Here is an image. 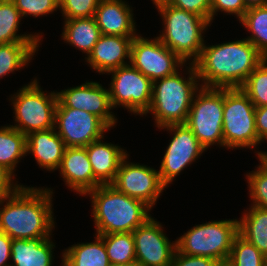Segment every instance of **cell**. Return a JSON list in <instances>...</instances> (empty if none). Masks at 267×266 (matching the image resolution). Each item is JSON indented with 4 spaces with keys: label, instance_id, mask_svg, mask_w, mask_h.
<instances>
[{
    "label": "cell",
    "instance_id": "6da1fadb",
    "mask_svg": "<svg viewBox=\"0 0 267 266\" xmlns=\"http://www.w3.org/2000/svg\"><path fill=\"white\" fill-rule=\"evenodd\" d=\"M265 59L247 39L204 46L193 63L201 87L240 88Z\"/></svg>",
    "mask_w": 267,
    "mask_h": 266
},
{
    "label": "cell",
    "instance_id": "7a4b0ae2",
    "mask_svg": "<svg viewBox=\"0 0 267 266\" xmlns=\"http://www.w3.org/2000/svg\"><path fill=\"white\" fill-rule=\"evenodd\" d=\"M52 194L47 187L22 185L14 194L0 198V232L11 239L51 237L55 227Z\"/></svg>",
    "mask_w": 267,
    "mask_h": 266
},
{
    "label": "cell",
    "instance_id": "3957f363",
    "mask_svg": "<svg viewBox=\"0 0 267 266\" xmlns=\"http://www.w3.org/2000/svg\"><path fill=\"white\" fill-rule=\"evenodd\" d=\"M92 200V216L96 235L133 232L150 217L151 207L129 197L113 185H100L88 191Z\"/></svg>",
    "mask_w": 267,
    "mask_h": 266
},
{
    "label": "cell",
    "instance_id": "277c9868",
    "mask_svg": "<svg viewBox=\"0 0 267 266\" xmlns=\"http://www.w3.org/2000/svg\"><path fill=\"white\" fill-rule=\"evenodd\" d=\"M187 68V80L176 71L152 82L151 104L144 115L151 112L158 128L186 123L193 97L201 88L194 64L189 62Z\"/></svg>",
    "mask_w": 267,
    "mask_h": 266
},
{
    "label": "cell",
    "instance_id": "5b68a950",
    "mask_svg": "<svg viewBox=\"0 0 267 266\" xmlns=\"http://www.w3.org/2000/svg\"><path fill=\"white\" fill-rule=\"evenodd\" d=\"M164 24V31L157 38L183 62L200 56L204 46L203 33L211 25L205 18L172 6L168 3L156 7Z\"/></svg>",
    "mask_w": 267,
    "mask_h": 266
},
{
    "label": "cell",
    "instance_id": "8992f818",
    "mask_svg": "<svg viewBox=\"0 0 267 266\" xmlns=\"http://www.w3.org/2000/svg\"><path fill=\"white\" fill-rule=\"evenodd\" d=\"M239 234L237 219L210 221L196 225L176 240L180 253L227 262L235 237Z\"/></svg>",
    "mask_w": 267,
    "mask_h": 266
},
{
    "label": "cell",
    "instance_id": "52a82bcc",
    "mask_svg": "<svg viewBox=\"0 0 267 266\" xmlns=\"http://www.w3.org/2000/svg\"><path fill=\"white\" fill-rule=\"evenodd\" d=\"M19 91V92H18ZM11 96L15 124L10 125L24 135L54 128L57 92L44 93L37 79Z\"/></svg>",
    "mask_w": 267,
    "mask_h": 266
},
{
    "label": "cell",
    "instance_id": "ba28073f",
    "mask_svg": "<svg viewBox=\"0 0 267 266\" xmlns=\"http://www.w3.org/2000/svg\"><path fill=\"white\" fill-rule=\"evenodd\" d=\"M255 108L241 88H224L223 138L226 148L251 149L261 143L255 128Z\"/></svg>",
    "mask_w": 267,
    "mask_h": 266
},
{
    "label": "cell",
    "instance_id": "9c48e42d",
    "mask_svg": "<svg viewBox=\"0 0 267 266\" xmlns=\"http://www.w3.org/2000/svg\"><path fill=\"white\" fill-rule=\"evenodd\" d=\"M223 106L224 88L201 87L193 97L185 124L206 150L214 144L225 147Z\"/></svg>",
    "mask_w": 267,
    "mask_h": 266
},
{
    "label": "cell",
    "instance_id": "30bf717a",
    "mask_svg": "<svg viewBox=\"0 0 267 266\" xmlns=\"http://www.w3.org/2000/svg\"><path fill=\"white\" fill-rule=\"evenodd\" d=\"M109 90L111 105L122 106L129 112L144 115L151 104L152 81L131 64L113 69Z\"/></svg>",
    "mask_w": 267,
    "mask_h": 266
},
{
    "label": "cell",
    "instance_id": "8fae6325",
    "mask_svg": "<svg viewBox=\"0 0 267 266\" xmlns=\"http://www.w3.org/2000/svg\"><path fill=\"white\" fill-rule=\"evenodd\" d=\"M130 64L152 82L174 74L183 64L185 66V62L157 37L152 40L139 35L131 44Z\"/></svg>",
    "mask_w": 267,
    "mask_h": 266
},
{
    "label": "cell",
    "instance_id": "7c38bea8",
    "mask_svg": "<svg viewBox=\"0 0 267 266\" xmlns=\"http://www.w3.org/2000/svg\"><path fill=\"white\" fill-rule=\"evenodd\" d=\"M159 129H167L173 134L158 171L161 181L168 187L173 179L197 160L206 149L186 124H171Z\"/></svg>",
    "mask_w": 267,
    "mask_h": 266
},
{
    "label": "cell",
    "instance_id": "4fadbf2b",
    "mask_svg": "<svg viewBox=\"0 0 267 266\" xmlns=\"http://www.w3.org/2000/svg\"><path fill=\"white\" fill-rule=\"evenodd\" d=\"M128 154L121 161L115 180L111 184L129 197L139 199L151 208L167 188L161 181L158 170L144 164L129 163Z\"/></svg>",
    "mask_w": 267,
    "mask_h": 266
},
{
    "label": "cell",
    "instance_id": "5bb4252c",
    "mask_svg": "<svg viewBox=\"0 0 267 266\" xmlns=\"http://www.w3.org/2000/svg\"><path fill=\"white\" fill-rule=\"evenodd\" d=\"M54 128L66 147H86L110 129L90 112L72 108L55 109Z\"/></svg>",
    "mask_w": 267,
    "mask_h": 266
},
{
    "label": "cell",
    "instance_id": "9a60e30c",
    "mask_svg": "<svg viewBox=\"0 0 267 266\" xmlns=\"http://www.w3.org/2000/svg\"><path fill=\"white\" fill-rule=\"evenodd\" d=\"M162 225L150 217L133 232L136 262L142 266H170L177 249L168 239Z\"/></svg>",
    "mask_w": 267,
    "mask_h": 266
},
{
    "label": "cell",
    "instance_id": "2e32d148",
    "mask_svg": "<svg viewBox=\"0 0 267 266\" xmlns=\"http://www.w3.org/2000/svg\"><path fill=\"white\" fill-rule=\"evenodd\" d=\"M56 108H72L90 112L99 117L109 128L115 126L116 116L110 111L113 109L109 90L99 82H85L80 86L64 89L57 92Z\"/></svg>",
    "mask_w": 267,
    "mask_h": 266
},
{
    "label": "cell",
    "instance_id": "e0dca14e",
    "mask_svg": "<svg viewBox=\"0 0 267 266\" xmlns=\"http://www.w3.org/2000/svg\"><path fill=\"white\" fill-rule=\"evenodd\" d=\"M134 37L101 35L93 50L85 57L92 69L108 73L113 69L130 64L131 44ZM127 61L125 62V59Z\"/></svg>",
    "mask_w": 267,
    "mask_h": 266
},
{
    "label": "cell",
    "instance_id": "ac0fdd59",
    "mask_svg": "<svg viewBox=\"0 0 267 266\" xmlns=\"http://www.w3.org/2000/svg\"><path fill=\"white\" fill-rule=\"evenodd\" d=\"M65 185L84 195L101 184L95 179L85 147H66L59 166Z\"/></svg>",
    "mask_w": 267,
    "mask_h": 266
},
{
    "label": "cell",
    "instance_id": "d6986e66",
    "mask_svg": "<svg viewBox=\"0 0 267 266\" xmlns=\"http://www.w3.org/2000/svg\"><path fill=\"white\" fill-rule=\"evenodd\" d=\"M124 0H100L94 18L102 35L136 37L133 11Z\"/></svg>",
    "mask_w": 267,
    "mask_h": 266
},
{
    "label": "cell",
    "instance_id": "ffe728a7",
    "mask_svg": "<svg viewBox=\"0 0 267 266\" xmlns=\"http://www.w3.org/2000/svg\"><path fill=\"white\" fill-rule=\"evenodd\" d=\"M66 145L56 129L34 131L26 136V153H32L40 168L57 170L64 156Z\"/></svg>",
    "mask_w": 267,
    "mask_h": 266
},
{
    "label": "cell",
    "instance_id": "44dd1931",
    "mask_svg": "<svg viewBox=\"0 0 267 266\" xmlns=\"http://www.w3.org/2000/svg\"><path fill=\"white\" fill-rule=\"evenodd\" d=\"M102 139L91 142L85 148L95 179L101 185H108L114 182L127 151L112 143H104Z\"/></svg>",
    "mask_w": 267,
    "mask_h": 266
},
{
    "label": "cell",
    "instance_id": "7402d4cb",
    "mask_svg": "<svg viewBox=\"0 0 267 266\" xmlns=\"http://www.w3.org/2000/svg\"><path fill=\"white\" fill-rule=\"evenodd\" d=\"M55 245L49 238L13 239L10 266H52Z\"/></svg>",
    "mask_w": 267,
    "mask_h": 266
},
{
    "label": "cell",
    "instance_id": "603a6c76",
    "mask_svg": "<svg viewBox=\"0 0 267 266\" xmlns=\"http://www.w3.org/2000/svg\"><path fill=\"white\" fill-rule=\"evenodd\" d=\"M101 31L93 17L65 19L62 39L86 53L87 57L93 50L94 45L101 37Z\"/></svg>",
    "mask_w": 267,
    "mask_h": 266
},
{
    "label": "cell",
    "instance_id": "cb8c5ba5",
    "mask_svg": "<svg viewBox=\"0 0 267 266\" xmlns=\"http://www.w3.org/2000/svg\"><path fill=\"white\" fill-rule=\"evenodd\" d=\"M238 220L239 234L267 258V209L251 205Z\"/></svg>",
    "mask_w": 267,
    "mask_h": 266
},
{
    "label": "cell",
    "instance_id": "d4e9b609",
    "mask_svg": "<svg viewBox=\"0 0 267 266\" xmlns=\"http://www.w3.org/2000/svg\"><path fill=\"white\" fill-rule=\"evenodd\" d=\"M91 243L74 244L62 253V258L71 266H109L103 239L95 235Z\"/></svg>",
    "mask_w": 267,
    "mask_h": 266
},
{
    "label": "cell",
    "instance_id": "484cf974",
    "mask_svg": "<svg viewBox=\"0 0 267 266\" xmlns=\"http://www.w3.org/2000/svg\"><path fill=\"white\" fill-rule=\"evenodd\" d=\"M21 15L12 0H0V44L40 42L42 35L17 34Z\"/></svg>",
    "mask_w": 267,
    "mask_h": 266
},
{
    "label": "cell",
    "instance_id": "4316f807",
    "mask_svg": "<svg viewBox=\"0 0 267 266\" xmlns=\"http://www.w3.org/2000/svg\"><path fill=\"white\" fill-rule=\"evenodd\" d=\"M40 42L0 44V79L28 65L38 51Z\"/></svg>",
    "mask_w": 267,
    "mask_h": 266
},
{
    "label": "cell",
    "instance_id": "83f0119b",
    "mask_svg": "<svg viewBox=\"0 0 267 266\" xmlns=\"http://www.w3.org/2000/svg\"><path fill=\"white\" fill-rule=\"evenodd\" d=\"M26 153V135L12 126L0 128V165L4 166L12 174L16 171V165Z\"/></svg>",
    "mask_w": 267,
    "mask_h": 266
},
{
    "label": "cell",
    "instance_id": "f1b7e54d",
    "mask_svg": "<svg viewBox=\"0 0 267 266\" xmlns=\"http://www.w3.org/2000/svg\"><path fill=\"white\" fill-rule=\"evenodd\" d=\"M239 22L252 33L245 39L267 58V5L248 8Z\"/></svg>",
    "mask_w": 267,
    "mask_h": 266
},
{
    "label": "cell",
    "instance_id": "f546056e",
    "mask_svg": "<svg viewBox=\"0 0 267 266\" xmlns=\"http://www.w3.org/2000/svg\"><path fill=\"white\" fill-rule=\"evenodd\" d=\"M105 245L110 264L136 261L134 238L131 232L99 235Z\"/></svg>",
    "mask_w": 267,
    "mask_h": 266
},
{
    "label": "cell",
    "instance_id": "4dcf8cb0",
    "mask_svg": "<svg viewBox=\"0 0 267 266\" xmlns=\"http://www.w3.org/2000/svg\"><path fill=\"white\" fill-rule=\"evenodd\" d=\"M240 88L255 107L267 106V58L250 73Z\"/></svg>",
    "mask_w": 267,
    "mask_h": 266
},
{
    "label": "cell",
    "instance_id": "1f68e13d",
    "mask_svg": "<svg viewBox=\"0 0 267 266\" xmlns=\"http://www.w3.org/2000/svg\"><path fill=\"white\" fill-rule=\"evenodd\" d=\"M267 258L249 241L238 234L227 263L230 266H263Z\"/></svg>",
    "mask_w": 267,
    "mask_h": 266
},
{
    "label": "cell",
    "instance_id": "d6a6232c",
    "mask_svg": "<svg viewBox=\"0 0 267 266\" xmlns=\"http://www.w3.org/2000/svg\"><path fill=\"white\" fill-rule=\"evenodd\" d=\"M253 206L267 209V172L260 166L246 174Z\"/></svg>",
    "mask_w": 267,
    "mask_h": 266
},
{
    "label": "cell",
    "instance_id": "836d02e7",
    "mask_svg": "<svg viewBox=\"0 0 267 266\" xmlns=\"http://www.w3.org/2000/svg\"><path fill=\"white\" fill-rule=\"evenodd\" d=\"M100 0H59L64 19L88 18L95 15Z\"/></svg>",
    "mask_w": 267,
    "mask_h": 266
},
{
    "label": "cell",
    "instance_id": "e575fe53",
    "mask_svg": "<svg viewBox=\"0 0 267 266\" xmlns=\"http://www.w3.org/2000/svg\"><path fill=\"white\" fill-rule=\"evenodd\" d=\"M21 17L51 14L59 9V0H12Z\"/></svg>",
    "mask_w": 267,
    "mask_h": 266
},
{
    "label": "cell",
    "instance_id": "d590c367",
    "mask_svg": "<svg viewBox=\"0 0 267 266\" xmlns=\"http://www.w3.org/2000/svg\"><path fill=\"white\" fill-rule=\"evenodd\" d=\"M248 10L243 0H211L210 24L219 11L234 14L240 20Z\"/></svg>",
    "mask_w": 267,
    "mask_h": 266
},
{
    "label": "cell",
    "instance_id": "8d00e7d4",
    "mask_svg": "<svg viewBox=\"0 0 267 266\" xmlns=\"http://www.w3.org/2000/svg\"><path fill=\"white\" fill-rule=\"evenodd\" d=\"M168 4L203 17L210 23L211 0H170Z\"/></svg>",
    "mask_w": 267,
    "mask_h": 266
},
{
    "label": "cell",
    "instance_id": "74e56055",
    "mask_svg": "<svg viewBox=\"0 0 267 266\" xmlns=\"http://www.w3.org/2000/svg\"><path fill=\"white\" fill-rule=\"evenodd\" d=\"M218 263L215 259L185 255L176 249L170 266H216Z\"/></svg>",
    "mask_w": 267,
    "mask_h": 266
},
{
    "label": "cell",
    "instance_id": "f35d334b",
    "mask_svg": "<svg viewBox=\"0 0 267 266\" xmlns=\"http://www.w3.org/2000/svg\"><path fill=\"white\" fill-rule=\"evenodd\" d=\"M15 173L12 174L4 166L0 165V198L14 194L22 185H19L12 180Z\"/></svg>",
    "mask_w": 267,
    "mask_h": 266
},
{
    "label": "cell",
    "instance_id": "ab89813d",
    "mask_svg": "<svg viewBox=\"0 0 267 266\" xmlns=\"http://www.w3.org/2000/svg\"><path fill=\"white\" fill-rule=\"evenodd\" d=\"M255 128L260 142L267 141V106L255 108Z\"/></svg>",
    "mask_w": 267,
    "mask_h": 266
},
{
    "label": "cell",
    "instance_id": "60d3db41",
    "mask_svg": "<svg viewBox=\"0 0 267 266\" xmlns=\"http://www.w3.org/2000/svg\"><path fill=\"white\" fill-rule=\"evenodd\" d=\"M12 241L6 233L0 232V266H10L7 261L11 258Z\"/></svg>",
    "mask_w": 267,
    "mask_h": 266
},
{
    "label": "cell",
    "instance_id": "b9f144b4",
    "mask_svg": "<svg viewBox=\"0 0 267 266\" xmlns=\"http://www.w3.org/2000/svg\"><path fill=\"white\" fill-rule=\"evenodd\" d=\"M247 8L267 5V0H243Z\"/></svg>",
    "mask_w": 267,
    "mask_h": 266
},
{
    "label": "cell",
    "instance_id": "7bdbcfd3",
    "mask_svg": "<svg viewBox=\"0 0 267 266\" xmlns=\"http://www.w3.org/2000/svg\"><path fill=\"white\" fill-rule=\"evenodd\" d=\"M258 159L260 160V167L267 172V152H256Z\"/></svg>",
    "mask_w": 267,
    "mask_h": 266
},
{
    "label": "cell",
    "instance_id": "ee69618b",
    "mask_svg": "<svg viewBox=\"0 0 267 266\" xmlns=\"http://www.w3.org/2000/svg\"><path fill=\"white\" fill-rule=\"evenodd\" d=\"M109 266H142V265L134 261L131 263H124V264H110Z\"/></svg>",
    "mask_w": 267,
    "mask_h": 266
},
{
    "label": "cell",
    "instance_id": "f6af8a7d",
    "mask_svg": "<svg viewBox=\"0 0 267 266\" xmlns=\"http://www.w3.org/2000/svg\"><path fill=\"white\" fill-rule=\"evenodd\" d=\"M153 1V4H155V6H159L161 4H165V3H168L170 0H152Z\"/></svg>",
    "mask_w": 267,
    "mask_h": 266
},
{
    "label": "cell",
    "instance_id": "bcb514c9",
    "mask_svg": "<svg viewBox=\"0 0 267 266\" xmlns=\"http://www.w3.org/2000/svg\"><path fill=\"white\" fill-rule=\"evenodd\" d=\"M216 266H230L227 262L218 263Z\"/></svg>",
    "mask_w": 267,
    "mask_h": 266
},
{
    "label": "cell",
    "instance_id": "7dc6e473",
    "mask_svg": "<svg viewBox=\"0 0 267 266\" xmlns=\"http://www.w3.org/2000/svg\"><path fill=\"white\" fill-rule=\"evenodd\" d=\"M62 265L61 266H71L70 264H68L64 259H62Z\"/></svg>",
    "mask_w": 267,
    "mask_h": 266
}]
</instances>
